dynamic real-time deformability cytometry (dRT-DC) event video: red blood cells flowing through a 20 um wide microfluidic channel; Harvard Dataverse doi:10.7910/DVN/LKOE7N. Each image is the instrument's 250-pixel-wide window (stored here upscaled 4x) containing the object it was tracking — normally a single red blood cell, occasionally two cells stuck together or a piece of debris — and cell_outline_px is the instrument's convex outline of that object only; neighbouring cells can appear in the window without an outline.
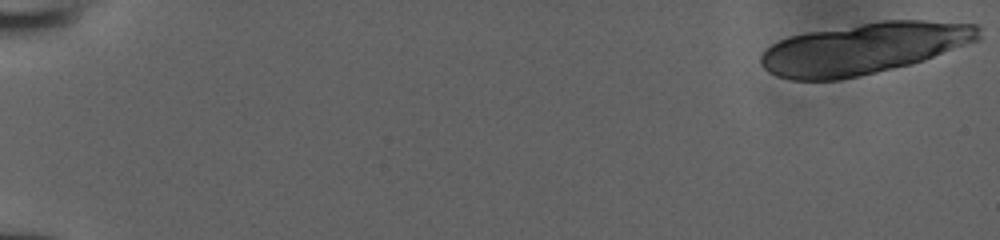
{"species": "human", "species_latin": "Homo sapiens", "temperature_condition": "room temperature", "stored_images_in_passage": 9, "camera_frame_rate_fps": 3000, "um_per_image_px": 0.085, "donor": {"sex": "male"}, "frame": {"image": 1, "passage_image": 1, "time_ms": 0.0, "image_size_px": [1000, 240], "cell_outline_px": [[980, 40], [924, 60], [912, 64], [840, 80], [792, 80], [776, 76], [768, 72], [760, 64], [760, 56], [772, 44], [788, 36], [808, 32], [880, 20], [924, 20], [976, 24], [980, 28]], "centroid_in_image_um": [73.44, 4.11], "position_along_channel_um": 11.6, "area_um2": 65.26}}
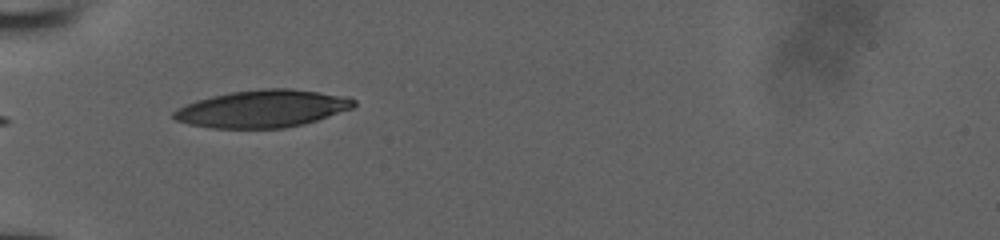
{"frame": {"image": 2, "passage_image": 8, "time_ms": 2.333, "image_size_px": [1000, 240], "cell_outline_px": [[356, 104], [352, 108], [304, 124], [284, 128], [212, 128], [188, 124], [176, 120], [172, 116], [172, 112], [196, 100], [212, 96], [232, 92], [264, 88], [292, 88], [348, 96], [356, 100]], "centroid_in_image_um": [22.33, 9.23], "position_along_channel_um": 62.7, "area_um2": 39.13}}
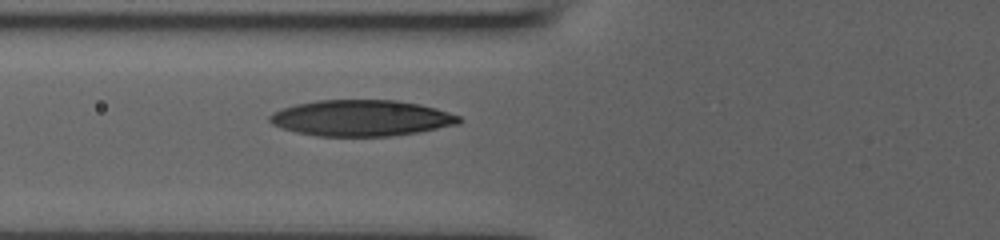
{"frame": {"image": 3, "passage_image": 9, "time_ms": 2.667, "image_size_px": [1000, 240], "cell_outline_px": [[460, 124], [420, 132], [392, 136], [316, 136], [296, 132], [280, 128], [272, 124], [268, 120], [268, 116], [272, 112], [296, 104], [316, 100], [396, 100], [420, 104], [436, 108], [460, 116]], "centroid_in_image_um": [30.7, 10.04], "position_along_channel_um": 95.1, "area_um2": 40.06}}